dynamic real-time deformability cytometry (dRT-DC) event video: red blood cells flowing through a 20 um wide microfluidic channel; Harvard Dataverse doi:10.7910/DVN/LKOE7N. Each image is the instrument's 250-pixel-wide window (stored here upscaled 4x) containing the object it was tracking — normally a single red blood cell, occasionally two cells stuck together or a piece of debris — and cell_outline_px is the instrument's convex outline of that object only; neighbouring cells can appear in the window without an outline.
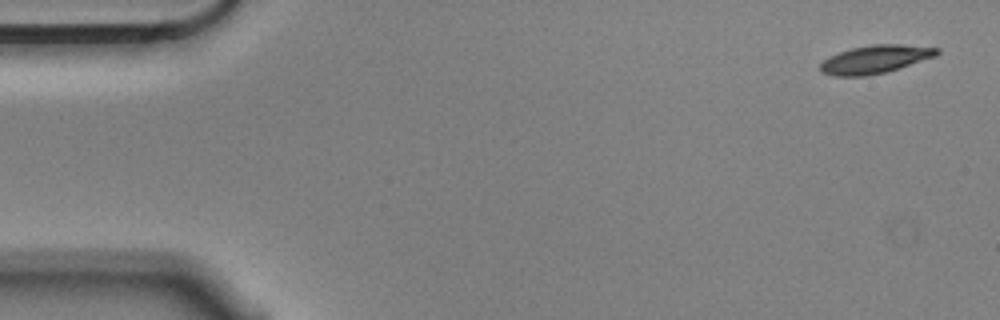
{"species": "Egyptian fruit bat (a non-hibernating species)", "species_latin": "Rousettus aegyptiacus", "temperature_condition": "cold", "stored_images_in_passage": 4, "camera_frame_rate_fps": 3000, "um_per_image_px": 0.085, "animal": {"sex": "male"}, "frame": {"image": 1, "passage_image": 1, "time_ms": 0.0, "image_size_px": [1000, 320], "cell_outline_px": [[940, 52], [936, 56], [900, 68], [884, 72], [864, 76], [836, 76], [820, 72], [820, 64], [828, 56], [852, 48], [872, 44], [900, 44], [940, 48]], "centroid_in_image_um": [74.4, 5.03], "position_along_channel_um": 10.6, "area_um2": 19.07}}
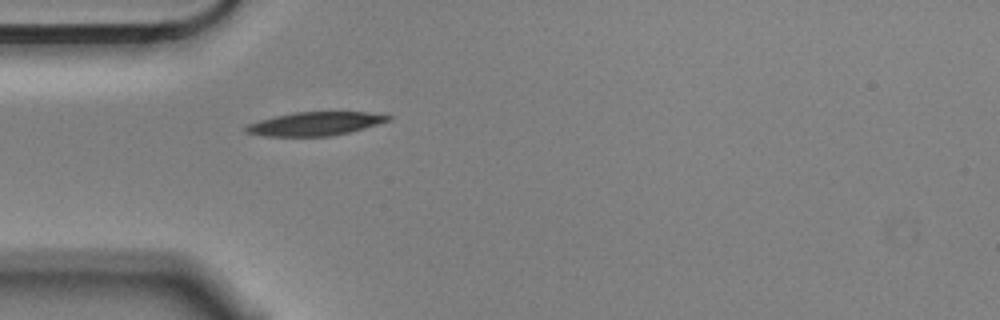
{"frame": {"image": 2, "passage_image": 4, "time_ms": 1.0, "image_size_px": [1000, 320], "cell_outline_px": [[392, 120], [364, 128], [332, 136], [264, 136], [244, 132], [244, 128], [248, 124], [260, 120], [276, 116], [296, 112], [368, 112], [392, 116]], "centroid_in_image_um": [26.79, 10.52], "position_along_channel_um": 58.2, "area_um2": 19.42}}